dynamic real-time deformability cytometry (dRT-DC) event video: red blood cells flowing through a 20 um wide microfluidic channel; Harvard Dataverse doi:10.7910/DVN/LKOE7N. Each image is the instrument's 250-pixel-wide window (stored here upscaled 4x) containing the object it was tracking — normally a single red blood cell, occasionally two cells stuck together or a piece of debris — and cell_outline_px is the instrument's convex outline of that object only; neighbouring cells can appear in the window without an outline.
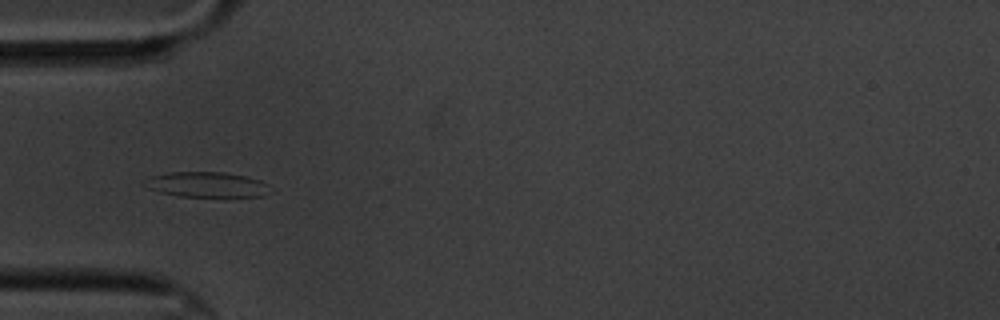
{"species": "common noctule bat (a hibernating species)", "species_latin": "Nyctalus noctula", "temperature_condition": "cold", "stored_images_in_passage": 8, "camera_frame_rate_fps": 3000, "um_per_image_px": 0.085, "animal": {"sex": "male", "body_mass_g": 20.1, "forearm_length_mm": 53.5}, "frame": {"image": 1, "passage_image": 4, "time_ms": 3.667, "image_size_px": [1000, 320], "cell_outline_px": [[276, 192], [264, 196], [224, 200], [180, 196], [160, 192], [148, 188], [140, 184], [152, 176], [168, 172], [224, 172], [248, 176], [260, 180], [268, 184]], "centroid_in_image_um": [17.73, 15.75], "position_along_channel_um": 67.3, "area_um2": 19.94}}
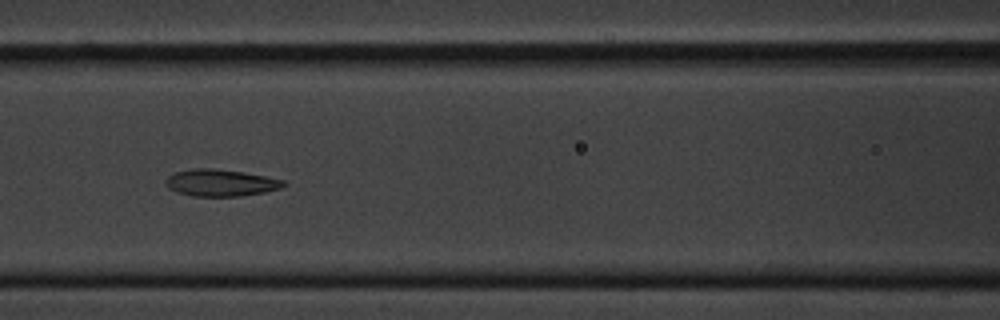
{"frame": {"image": 2, "passage_image": 6, "time_ms": 6.0, "image_size_px": [1000, 320], "cell_outline_px": [[288, 184], [280, 188], [264, 192], [240, 196], [192, 196], [176, 192], [168, 188], [164, 180], [168, 176], [176, 172], [192, 168], [212, 168], [244, 172], [284, 180]], "centroid_in_image_um": [18.74, 15.53], "position_along_channel_um": 147.9, "area_um2": 18.5}}
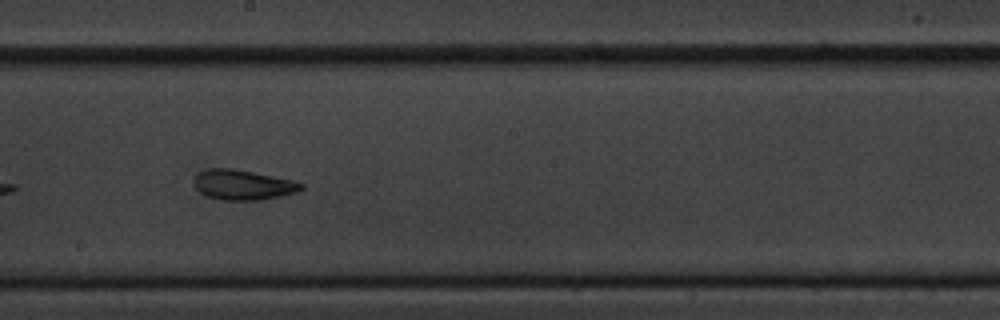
{"frame": {"image": 3, "passage_image": 8, "time_ms": 8.333, "image_size_px": [1000, 320], "cell_outline_px": [[304, 188], [296, 192], [280, 196], [260, 200], [224, 200], [208, 196], [200, 192], [196, 188], [196, 176], [200, 172], [208, 168], [232, 168], [292, 180], [304, 184]], "centroid_in_image_um": [20.68, 15.71], "position_along_channel_um": 227.5, "area_um2": 18.44}}